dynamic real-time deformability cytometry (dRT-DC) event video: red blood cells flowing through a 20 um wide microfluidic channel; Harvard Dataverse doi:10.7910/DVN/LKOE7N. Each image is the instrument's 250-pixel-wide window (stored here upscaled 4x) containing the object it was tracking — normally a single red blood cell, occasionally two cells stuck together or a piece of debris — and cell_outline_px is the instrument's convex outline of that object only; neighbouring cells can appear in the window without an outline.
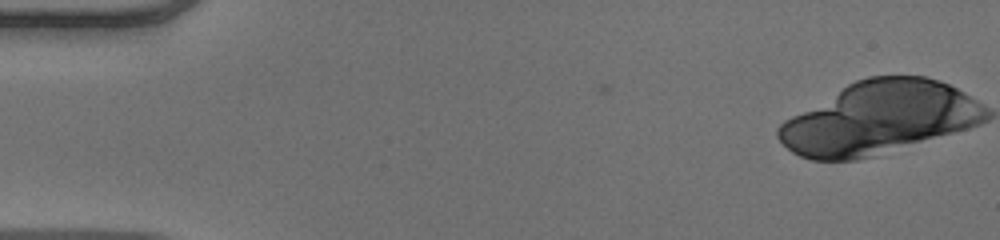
{"species": "human", "species_latin": "Homo sapiens", "temperature_condition": "warm", "stored_images_in_passage": 3, "camera_frame_rate_fps": 3000, "um_per_image_px": 0.085, "donor": {"sex": "male"}, "frame": {"image": 1, "passage_image": 3, "time_ms": 0.667, "image_size_px": [1000, 240], "cell_outline_px": [[952, 92], [944, 128], [936, 132], [844, 156], [808, 156], [800, 152], [920, 80], [932, 80], [944, 84], [952, 88]], "centroid_in_image_um": [75.69, 10.33], "position_along_channel_um": 9.3, "area_um2": 39.48}}